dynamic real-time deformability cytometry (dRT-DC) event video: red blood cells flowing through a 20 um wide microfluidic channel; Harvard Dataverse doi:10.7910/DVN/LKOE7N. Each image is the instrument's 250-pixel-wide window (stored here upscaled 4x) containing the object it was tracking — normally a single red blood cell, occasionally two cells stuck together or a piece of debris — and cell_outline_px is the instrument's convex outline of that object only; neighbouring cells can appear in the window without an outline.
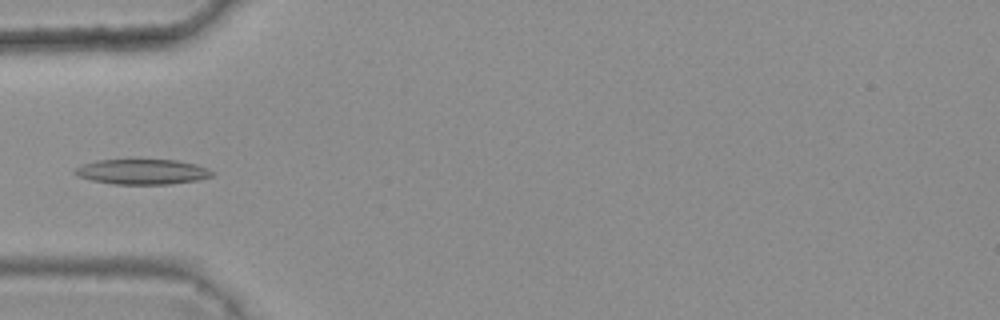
{"species": "common noctule bat (a hibernating species)", "species_latin": "Nyctalus noctula", "temperature_condition": "warm", "stored_images_in_passage": 5, "camera_frame_rate_fps": 3000, "um_per_image_px": 0.085, "animal": {"sex": "female", "body_mass_g": 25.1}, "frame": {"image": 1, "passage_image": 5, "time_ms": 1.333, "image_size_px": [1000, 320], "cell_outline_px": [[216, 172], [212, 176], [200, 180], [172, 184], [112, 184], [92, 180], [76, 176], [72, 172], [76, 168], [84, 164], [96, 160], [132, 156], [176, 160], [196, 164], [208, 168]], "centroid_in_image_um": [12.09, 14.54], "position_along_channel_um": 72.9, "area_um2": 21.44}}